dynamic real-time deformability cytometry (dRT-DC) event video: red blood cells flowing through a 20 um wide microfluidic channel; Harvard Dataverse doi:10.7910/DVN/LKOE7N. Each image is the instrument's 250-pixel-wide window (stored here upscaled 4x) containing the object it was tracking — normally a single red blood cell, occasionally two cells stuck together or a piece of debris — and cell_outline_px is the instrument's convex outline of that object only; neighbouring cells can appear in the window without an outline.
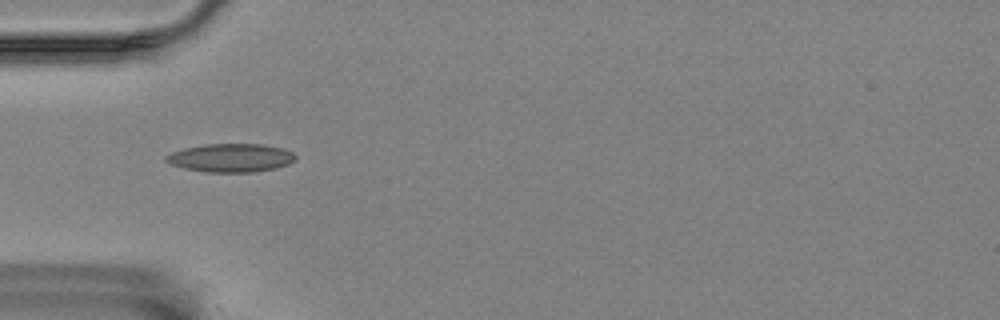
{"species": "Egyptian fruit bat (a non-hibernating species)", "species_latin": "Rousettus aegyptiacus", "temperature_condition": "room temperature", "stored_images_in_passage": 40, "camera_frame_rate_fps": 3000, "um_per_image_px": 0.085, "animal": {"sex": "female"}, "frame": {"image": 1, "passage_image": 2, "time_ms": 0.333, "image_size_px": [1000, 320], "cell_outline_px": [[296, 160], [288, 164], [276, 168], [252, 172], [208, 172], [184, 168], [172, 164], [164, 160], [164, 156], [172, 152], [184, 148], [204, 144], [264, 144], [284, 148], [292, 152], [296, 156]], "centroid_in_image_um": [19.64, 13.41], "position_along_channel_um": 65.4, "area_um2": 21.5}}
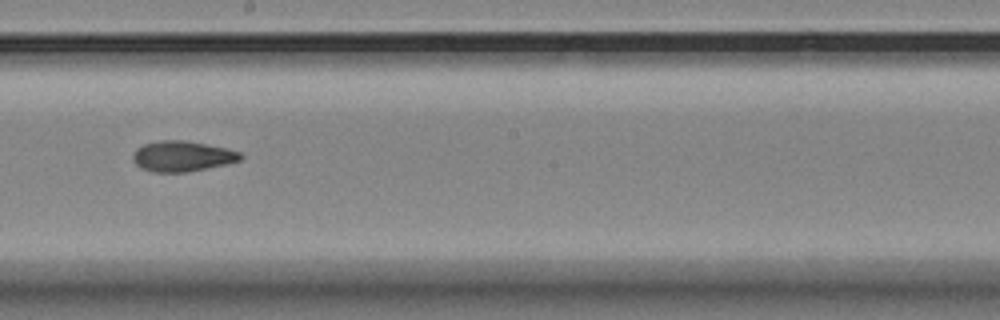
{"frame": {"image": 2, "passage_image": 16, "time_ms": 5.0, "image_size_px": [1000, 320], "cell_outline_px": [[244, 156], [240, 160], [228, 164], [184, 172], [152, 172], [140, 168], [132, 160], [132, 152], [136, 148], [144, 144], [160, 140], [184, 140], [224, 148], [240, 152]], "centroid_in_image_um": [15.44, 13.28], "position_along_channel_um": 232.8, "area_um2": 19.13}}
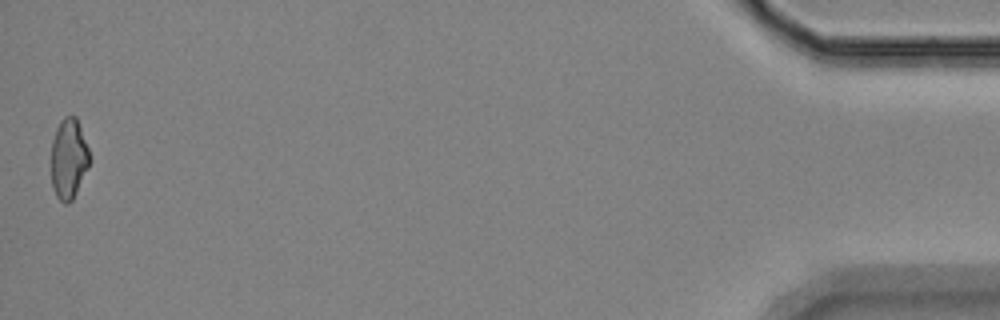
{"frame": {"image": 3, "passage_image": 40, "time_ms": 13.0, "image_size_px": [1000, 320], "cell_outline_px": [[88, 168], [72, 200], [68, 204], [64, 204], [56, 196], [52, 188], [52, 140], [56, 128], [60, 120], [64, 116], [76, 116], [88, 148]], "centroid_in_image_um": [5.82, 13.49], "position_along_channel_um": 429.4, "area_um2": 17.74}, "authors_computed_cell_mechanics": {"area_um2": 18.8717, "velocity_mm_per_s": 3.5765, "shape_relaxation_time_tau1_ms": 9.0648, "shape_relaxation_time_tau2_ms": 6.9183, "deformation_change_tau1": 0.1756, "deformation_change_tau2": 0.1451}}